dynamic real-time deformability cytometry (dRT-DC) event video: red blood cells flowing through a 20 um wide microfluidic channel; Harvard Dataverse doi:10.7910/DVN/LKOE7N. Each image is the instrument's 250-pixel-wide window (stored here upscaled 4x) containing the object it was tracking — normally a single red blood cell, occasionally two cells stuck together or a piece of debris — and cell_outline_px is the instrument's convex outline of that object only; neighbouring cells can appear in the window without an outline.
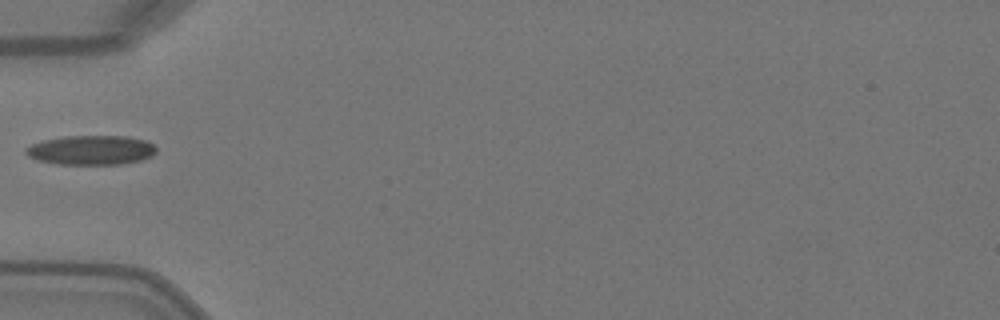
{"species": "Egyptian fruit bat (a non-hibernating species)", "species_latin": "Rousettus aegyptiacus", "temperature_condition": "warm", "stored_images_in_passage": 2, "camera_frame_rate_fps": 3000, "um_per_image_px": 0.085, "animal": {"sex": "female"}, "frame": {"image": 1, "passage_image": 1, "time_ms": 0.0, "image_size_px": [1000, 320], "cell_outline_px": [[156, 152], [152, 156], [140, 160], [120, 164], [56, 164], [40, 160], [28, 156], [24, 152], [24, 148], [32, 144], [44, 140], [64, 136], [128, 136], [144, 140], [152, 144], [156, 148]], "centroid_in_image_um": [7.74, 12.75], "position_along_channel_um": 77.3, "area_um2": 22.31}}
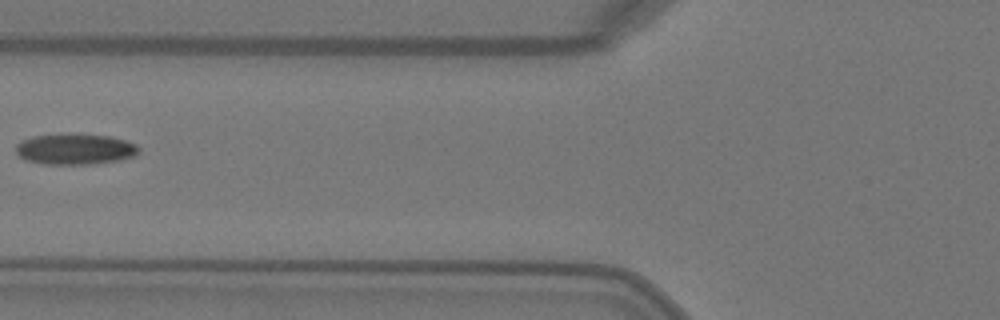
{"frame": {"image": 2, "passage_image": 2, "time_ms": 0.333, "image_size_px": [1000, 320], "cell_outline_px": [[140, 152], [136, 156], [120, 160], [88, 164], [44, 164], [28, 160], [20, 156], [16, 152], [16, 144], [20, 140], [32, 136], [112, 136], [136, 144], [140, 148]], "centroid_in_image_um": [6.42, 12.71], "position_along_channel_um": 119.4, "area_um2": 21.44}}